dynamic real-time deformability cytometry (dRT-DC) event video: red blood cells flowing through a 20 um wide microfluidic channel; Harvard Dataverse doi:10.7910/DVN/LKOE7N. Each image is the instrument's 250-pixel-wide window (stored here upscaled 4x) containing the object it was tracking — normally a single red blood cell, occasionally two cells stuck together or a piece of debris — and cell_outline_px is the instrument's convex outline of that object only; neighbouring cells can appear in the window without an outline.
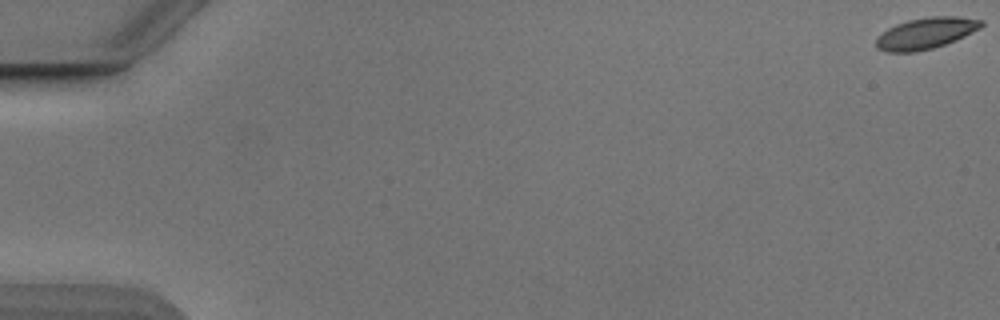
{"species": "Egyptian fruit bat (a non-hibernating species)", "species_latin": "Rousettus aegyptiacus", "temperature_condition": "cold", "stored_images_in_passage": 15, "camera_frame_rate_fps": 3000, "um_per_image_px": 0.085, "animal": {"sex": "male"}, "frame": {"image": 1, "passage_image": 1, "time_ms": 0.0, "image_size_px": [1000, 320], "cell_outline_px": [[984, 24], [980, 28], [956, 40], [932, 48], [916, 52], [888, 52], [876, 48], [876, 36], [888, 28], [896, 24], [908, 20], [932, 16], [956, 16], [984, 20]], "centroid_in_image_um": [78.68, 2.82], "position_along_channel_um": 6.3, "area_um2": 19.19}}